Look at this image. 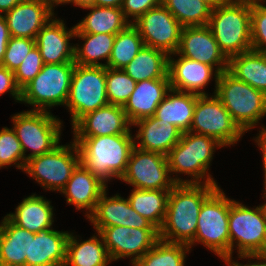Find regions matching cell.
<instances>
[{"label": "cell", "mask_w": 266, "mask_h": 266, "mask_svg": "<svg viewBox=\"0 0 266 266\" xmlns=\"http://www.w3.org/2000/svg\"><path fill=\"white\" fill-rule=\"evenodd\" d=\"M171 89L169 78L143 80L136 83L134 91L123 106L131 124L154 116L158 105Z\"/></svg>", "instance_id": "25"}, {"label": "cell", "mask_w": 266, "mask_h": 266, "mask_svg": "<svg viewBox=\"0 0 266 266\" xmlns=\"http://www.w3.org/2000/svg\"><path fill=\"white\" fill-rule=\"evenodd\" d=\"M123 0H95L93 5L121 8Z\"/></svg>", "instance_id": "49"}, {"label": "cell", "mask_w": 266, "mask_h": 266, "mask_svg": "<svg viewBox=\"0 0 266 266\" xmlns=\"http://www.w3.org/2000/svg\"><path fill=\"white\" fill-rule=\"evenodd\" d=\"M253 140H255V143H257L258 147L260 148L262 152V158H263V168H264V187H266V127H263L261 125V130H259V133L257 137H255Z\"/></svg>", "instance_id": "47"}, {"label": "cell", "mask_w": 266, "mask_h": 266, "mask_svg": "<svg viewBox=\"0 0 266 266\" xmlns=\"http://www.w3.org/2000/svg\"><path fill=\"white\" fill-rule=\"evenodd\" d=\"M80 163L105 183L125 174L134 145V135L73 136Z\"/></svg>", "instance_id": "2"}, {"label": "cell", "mask_w": 266, "mask_h": 266, "mask_svg": "<svg viewBox=\"0 0 266 266\" xmlns=\"http://www.w3.org/2000/svg\"><path fill=\"white\" fill-rule=\"evenodd\" d=\"M136 83L123 69L106 67V91L109 104L124 106L134 91Z\"/></svg>", "instance_id": "38"}, {"label": "cell", "mask_w": 266, "mask_h": 266, "mask_svg": "<svg viewBox=\"0 0 266 266\" xmlns=\"http://www.w3.org/2000/svg\"><path fill=\"white\" fill-rule=\"evenodd\" d=\"M64 20L55 16L38 32L35 45L39 48L44 64L74 62V44L76 27L69 29Z\"/></svg>", "instance_id": "20"}, {"label": "cell", "mask_w": 266, "mask_h": 266, "mask_svg": "<svg viewBox=\"0 0 266 266\" xmlns=\"http://www.w3.org/2000/svg\"><path fill=\"white\" fill-rule=\"evenodd\" d=\"M26 258H30V231L4 216L0 222V263L25 266Z\"/></svg>", "instance_id": "27"}, {"label": "cell", "mask_w": 266, "mask_h": 266, "mask_svg": "<svg viewBox=\"0 0 266 266\" xmlns=\"http://www.w3.org/2000/svg\"><path fill=\"white\" fill-rule=\"evenodd\" d=\"M115 34L75 33V38L82 39V46L74 44V62L82 66H107L111 56ZM100 60H106L105 64Z\"/></svg>", "instance_id": "33"}, {"label": "cell", "mask_w": 266, "mask_h": 266, "mask_svg": "<svg viewBox=\"0 0 266 266\" xmlns=\"http://www.w3.org/2000/svg\"><path fill=\"white\" fill-rule=\"evenodd\" d=\"M21 0H0V14H5L15 7Z\"/></svg>", "instance_id": "48"}, {"label": "cell", "mask_w": 266, "mask_h": 266, "mask_svg": "<svg viewBox=\"0 0 266 266\" xmlns=\"http://www.w3.org/2000/svg\"><path fill=\"white\" fill-rule=\"evenodd\" d=\"M215 95L244 133L255 128L266 116V95L237 80L228 71L219 75Z\"/></svg>", "instance_id": "5"}, {"label": "cell", "mask_w": 266, "mask_h": 266, "mask_svg": "<svg viewBox=\"0 0 266 266\" xmlns=\"http://www.w3.org/2000/svg\"><path fill=\"white\" fill-rule=\"evenodd\" d=\"M238 258H241V259H248V263L246 264H240L238 263V261L236 260L233 261L232 260V256H227V257H224L222 258V260H224V262L227 264V266H266V254H237ZM257 259V260H255ZM250 260V261H249ZM254 262H252V261ZM263 260V261H262Z\"/></svg>", "instance_id": "45"}, {"label": "cell", "mask_w": 266, "mask_h": 266, "mask_svg": "<svg viewBox=\"0 0 266 266\" xmlns=\"http://www.w3.org/2000/svg\"><path fill=\"white\" fill-rule=\"evenodd\" d=\"M182 27L209 24L212 8L201 0H161Z\"/></svg>", "instance_id": "37"}, {"label": "cell", "mask_w": 266, "mask_h": 266, "mask_svg": "<svg viewBox=\"0 0 266 266\" xmlns=\"http://www.w3.org/2000/svg\"><path fill=\"white\" fill-rule=\"evenodd\" d=\"M144 46L137 28L131 23L116 34L114 44L106 67L123 69Z\"/></svg>", "instance_id": "35"}, {"label": "cell", "mask_w": 266, "mask_h": 266, "mask_svg": "<svg viewBox=\"0 0 266 266\" xmlns=\"http://www.w3.org/2000/svg\"><path fill=\"white\" fill-rule=\"evenodd\" d=\"M106 67L75 64L66 107L73 126L82 116L108 105Z\"/></svg>", "instance_id": "9"}, {"label": "cell", "mask_w": 266, "mask_h": 266, "mask_svg": "<svg viewBox=\"0 0 266 266\" xmlns=\"http://www.w3.org/2000/svg\"><path fill=\"white\" fill-rule=\"evenodd\" d=\"M51 201L35 193L24 198L15 213L6 216L16 225L33 233L53 228L54 212Z\"/></svg>", "instance_id": "26"}, {"label": "cell", "mask_w": 266, "mask_h": 266, "mask_svg": "<svg viewBox=\"0 0 266 266\" xmlns=\"http://www.w3.org/2000/svg\"><path fill=\"white\" fill-rule=\"evenodd\" d=\"M131 191L127 198L130 206L159 230L166 216L170 190L133 188Z\"/></svg>", "instance_id": "34"}, {"label": "cell", "mask_w": 266, "mask_h": 266, "mask_svg": "<svg viewBox=\"0 0 266 266\" xmlns=\"http://www.w3.org/2000/svg\"><path fill=\"white\" fill-rule=\"evenodd\" d=\"M70 0H47V2L54 8L57 6V5H62V4H67ZM56 5V6H55Z\"/></svg>", "instance_id": "52"}, {"label": "cell", "mask_w": 266, "mask_h": 266, "mask_svg": "<svg viewBox=\"0 0 266 266\" xmlns=\"http://www.w3.org/2000/svg\"><path fill=\"white\" fill-rule=\"evenodd\" d=\"M190 247L159 239L133 266H185Z\"/></svg>", "instance_id": "36"}, {"label": "cell", "mask_w": 266, "mask_h": 266, "mask_svg": "<svg viewBox=\"0 0 266 266\" xmlns=\"http://www.w3.org/2000/svg\"><path fill=\"white\" fill-rule=\"evenodd\" d=\"M74 67L75 62L44 64L39 74L21 89L20 103L29 104L31 110L48 112L54 106H65Z\"/></svg>", "instance_id": "8"}, {"label": "cell", "mask_w": 266, "mask_h": 266, "mask_svg": "<svg viewBox=\"0 0 266 266\" xmlns=\"http://www.w3.org/2000/svg\"><path fill=\"white\" fill-rule=\"evenodd\" d=\"M10 34L3 14H0V65L3 61Z\"/></svg>", "instance_id": "46"}, {"label": "cell", "mask_w": 266, "mask_h": 266, "mask_svg": "<svg viewBox=\"0 0 266 266\" xmlns=\"http://www.w3.org/2000/svg\"><path fill=\"white\" fill-rule=\"evenodd\" d=\"M132 126L139 127L134 137V140L136 139L134 141L135 147L164 155H167L179 142L183 133L175 125L157 119L155 116L140 119L134 122Z\"/></svg>", "instance_id": "23"}, {"label": "cell", "mask_w": 266, "mask_h": 266, "mask_svg": "<svg viewBox=\"0 0 266 266\" xmlns=\"http://www.w3.org/2000/svg\"><path fill=\"white\" fill-rule=\"evenodd\" d=\"M198 95L170 89L158 105L154 116L189 132Z\"/></svg>", "instance_id": "28"}, {"label": "cell", "mask_w": 266, "mask_h": 266, "mask_svg": "<svg viewBox=\"0 0 266 266\" xmlns=\"http://www.w3.org/2000/svg\"><path fill=\"white\" fill-rule=\"evenodd\" d=\"M69 3H72L73 5L81 8L84 6L93 5L95 3V0H70L68 4Z\"/></svg>", "instance_id": "51"}, {"label": "cell", "mask_w": 266, "mask_h": 266, "mask_svg": "<svg viewBox=\"0 0 266 266\" xmlns=\"http://www.w3.org/2000/svg\"><path fill=\"white\" fill-rule=\"evenodd\" d=\"M217 187L218 184H176L169 193L159 239L189 245L196 234L202 204Z\"/></svg>", "instance_id": "1"}, {"label": "cell", "mask_w": 266, "mask_h": 266, "mask_svg": "<svg viewBox=\"0 0 266 266\" xmlns=\"http://www.w3.org/2000/svg\"><path fill=\"white\" fill-rule=\"evenodd\" d=\"M24 152L13 128L0 130V169L16 165L19 170L25 167Z\"/></svg>", "instance_id": "39"}, {"label": "cell", "mask_w": 266, "mask_h": 266, "mask_svg": "<svg viewBox=\"0 0 266 266\" xmlns=\"http://www.w3.org/2000/svg\"><path fill=\"white\" fill-rule=\"evenodd\" d=\"M208 26L228 59L252 50L251 0H233L212 9Z\"/></svg>", "instance_id": "4"}, {"label": "cell", "mask_w": 266, "mask_h": 266, "mask_svg": "<svg viewBox=\"0 0 266 266\" xmlns=\"http://www.w3.org/2000/svg\"><path fill=\"white\" fill-rule=\"evenodd\" d=\"M228 228L230 256L234 247L237 254H266V220L258 206L249 208L232 199Z\"/></svg>", "instance_id": "11"}, {"label": "cell", "mask_w": 266, "mask_h": 266, "mask_svg": "<svg viewBox=\"0 0 266 266\" xmlns=\"http://www.w3.org/2000/svg\"><path fill=\"white\" fill-rule=\"evenodd\" d=\"M231 204L232 199L226 197L220 185L204 200L194 240L188 245L190 249L199 243L220 259L230 256L228 218Z\"/></svg>", "instance_id": "6"}, {"label": "cell", "mask_w": 266, "mask_h": 266, "mask_svg": "<svg viewBox=\"0 0 266 266\" xmlns=\"http://www.w3.org/2000/svg\"><path fill=\"white\" fill-rule=\"evenodd\" d=\"M169 55L160 49L144 45L123 70L136 82L169 78Z\"/></svg>", "instance_id": "31"}, {"label": "cell", "mask_w": 266, "mask_h": 266, "mask_svg": "<svg viewBox=\"0 0 266 266\" xmlns=\"http://www.w3.org/2000/svg\"><path fill=\"white\" fill-rule=\"evenodd\" d=\"M10 93L20 103L21 89L16 85L14 72L0 65V95Z\"/></svg>", "instance_id": "44"}, {"label": "cell", "mask_w": 266, "mask_h": 266, "mask_svg": "<svg viewBox=\"0 0 266 266\" xmlns=\"http://www.w3.org/2000/svg\"><path fill=\"white\" fill-rule=\"evenodd\" d=\"M34 46V39L10 37L1 66L14 72Z\"/></svg>", "instance_id": "42"}, {"label": "cell", "mask_w": 266, "mask_h": 266, "mask_svg": "<svg viewBox=\"0 0 266 266\" xmlns=\"http://www.w3.org/2000/svg\"><path fill=\"white\" fill-rule=\"evenodd\" d=\"M161 4V0H123L121 10L125 18L130 22H135L148 10ZM132 20H129V18Z\"/></svg>", "instance_id": "43"}, {"label": "cell", "mask_w": 266, "mask_h": 266, "mask_svg": "<svg viewBox=\"0 0 266 266\" xmlns=\"http://www.w3.org/2000/svg\"><path fill=\"white\" fill-rule=\"evenodd\" d=\"M55 15L54 7L41 0H21L4 14L10 37L34 39Z\"/></svg>", "instance_id": "19"}, {"label": "cell", "mask_w": 266, "mask_h": 266, "mask_svg": "<svg viewBox=\"0 0 266 266\" xmlns=\"http://www.w3.org/2000/svg\"><path fill=\"white\" fill-rule=\"evenodd\" d=\"M95 234L84 241H79L73 233L69 234L64 266H107L112 262L101 235Z\"/></svg>", "instance_id": "29"}, {"label": "cell", "mask_w": 266, "mask_h": 266, "mask_svg": "<svg viewBox=\"0 0 266 266\" xmlns=\"http://www.w3.org/2000/svg\"><path fill=\"white\" fill-rule=\"evenodd\" d=\"M190 132L214 138L225 147L233 146L244 135L215 94L198 95Z\"/></svg>", "instance_id": "12"}, {"label": "cell", "mask_w": 266, "mask_h": 266, "mask_svg": "<svg viewBox=\"0 0 266 266\" xmlns=\"http://www.w3.org/2000/svg\"><path fill=\"white\" fill-rule=\"evenodd\" d=\"M107 185L79 163L60 193L65 195L66 203L74 205L77 211L84 209L88 218L95 210L101 195L107 190Z\"/></svg>", "instance_id": "22"}, {"label": "cell", "mask_w": 266, "mask_h": 266, "mask_svg": "<svg viewBox=\"0 0 266 266\" xmlns=\"http://www.w3.org/2000/svg\"><path fill=\"white\" fill-rule=\"evenodd\" d=\"M263 191H264V195L263 196H264V198L266 200V187H264V190ZM258 207H259V209H260V211L262 213V216L266 220V203L264 202L263 205H259Z\"/></svg>", "instance_id": "53"}, {"label": "cell", "mask_w": 266, "mask_h": 266, "mask_svg": "<svg viewBox=\"0 0 266 266\" xmlns=\"http://www.w3.org/2000/svg\"><path fill=\"white\" fill-rule=\"evenodd\" d=\"M176 53L210 65L220 74L228 70L229 59L220 50L208 25L183 27Z\"/></svg>", "instance_id": "16"}, {"label": "cell", "mask_w": 266, "mask_h": 266, "mask_svg": "<svg viewBox=\"0 0 266 266\" xmlns=\"http://www.w3.org/2000/svg\"><path fill=\"white\" fill-rule=\"evenodd\" d=\"M58 145L51 152L26 161L24 172L45 190L61 192L80 163L77 144Z\"/></svg>", "instance_id": "10"}, {"label": "cell", "mask_w": 266, "mask_h": 266, "mask_svg": "<svg viewBox=\"0 0 266 266\" xmlns=\"http://www.w3.org/2000/svg\"><path fill=\"white\" fill-rule=\"evenodd\" d=\"M43 66L44 62L40 50L35 45L14 71L16 85L22 89L39 74Z\"/></svg>", "instance_id": "41"}, {"label": "cell", "mask_w": 266, "mask_h": 266, "mask_svg": "<svg viewBox=\"0 0 266 266\" xmlns=\"http://www.w3.org/2000/svg\"><path fill=\"white\" fill-rule=\"evenodd\" d=\"M227 71L266 95V54L250 50L234 55L229 58Z\"/></svg>", "instance_id": "32"}, {"label": "cell", "mask_w": 266, "mask_h": 266, "mask_svg": "<svg viewBox=\"0 0 266 266\" xmlns=\"http://www.w3.org/2000/svg\"><path fill=\"white\" fill-rule=\"evenodd\" d=\"M264 2L266 0H251V41L252 50L266 54V5Z\"/></svg>", "instance_id": "40"}, {"label": "cell", "mask_w": 266, "mask_h": 266, "mask_svg": "<svg viewBox=\"0 0 266 266\" xmlns=\"http://www.w3.org/2000/svg\"><path fill=\"white\" fill-rule=\"evenodd\" d=\"M174 55L179 57L174 59ZM168 75L171 89L197 95H208L204 91L205 87L214 76L215 89L213 93L215 94L220 73L210 65L173 53L169 55Z\"/></svg>", "instance_id": "18"}, {"label": "cell", "mask_w": 266, "mask_h": 266, "mask_svg": "<svg viewBox=\"0 0 266 266\" xmlns=\"http://www.w3.org/2000/svg\"><path fill=\"white\" fill-rule=\"evenodd\" d=\"M112 261L131 258L132 266L159 240L158 229L125 226L103 227L98 231Z\"/></svg>", "instance_id": "15"}, {"label": "cell", "mask_w": 266, "mask_h": 266, "mask_svg": "<svg viewBox=\"0 0 266 266\" xmlns=\"http://www.w3.org/2000/svg\"><path fill=\"white\" fill-rule=\"evenodd\" d=\"M13 130L21 143L25 162L51 152L60 144L62 122L48 111L27 110L11 117ZM27 149L30 153L26 155Z\"/></svg>", "instance_id": "7"}, {"label": "cell", "mask_w": 266, "mask_h": 266, "mask_svg": "<svg viewBox=\"0 0 266 266\" xmlns=\"http://www.w3.org/2000/svg\"><path fill=\"white\" fill-rule=\"evenodd\" d=\"M223 147L214 138L183 132L179 142L166 155L170 175L176 174L172 176L173 181L176 184H218L208 170L215 150ZM178 173L191 176V179H181Z\"/></svg>", "instance_id": "3"}, {"label": "cell", "mask_w": 266, "mask_h": 266, "mask_svg": "<svg viewBox=\"0 0 266 266\" xmlns=\"http://www.w3.org/2000/svg\"><path fill=\"white\" fill-rule=\"evenodd\" d=\"M69 234L54 228L30 232V258L25 266H64Z\"/></svg>", "instance_id": "24"}, {"label": "cell", "mask_w": 266, "mask_h": 266, "mask_svg": "<svg viewBox=\"0 0 266 266\" xmlns=\"http://www.w3.org/2000/svg\"><path fill=\"white\" fill-rule=\"evenodd\" d=\"M132 24L139 31L144 45L160 49L168 55L176 53L183 27L162 3Z\"/></svg>", "instance_id": "14"}, {"label": "cell", "mask_w": 266, "mask_h": 266, "mask_svg": "<svg viewBox=\"0 0 266 266\" xmlns=\"http://www.w3.org/2000/svg\"><path fill=\"white\" fill-rule=\"evenodd\" d=\"M0 266H12V265H7V264L0 263Z\"/></svg>", "instance_id": "54"}, {"label": "cell", "mask_w": 266, "mask_h": 266, "mask_svg": "<svg viewBox=\"0 0 266 266\" xmlns=\"http://www.w3.org/2000/svg\"><path fill=\"white\" fill-rule=\"evenodd\" d=\"M201 1L208 4L212 9H215L218 6L232 2L233 0H201Z\"/></svg>", "instance_id": "50"}, {"label": "cell", "mask_w": 266, "mask_h": 266, "mask_svg": "<svg viewBox=\"0 0 266 266\" xmlns=\"http://www.w3.org/2000/svg\"><path fill=\"white\" fill-rule=\"evenodd\" d=\"M120 180L141 190H171L176 185L170 176L166 155L137 147L133 148Z\"/></svg>", "instance_id": "13"}, {"label": "cell", "mask_w": 266, "mask_h": 266, "mask_svg": "<svg viewBox=\"0 0 266 266\" xmlns=\"http://www.w3.org/2000/svg\"><path fill=\"white\" fill-rule=\"evenodd\" d=\"M123 106L108 104L82 116L73 126V136H104L131 134Z\"/></svg>", "instance_id": "21"}, {"label": "cell", "mask_w": 266, "mask_h": 266, "mask_svg": "<svg viewBox=\"0 0 266 266\" xmlns=\"http://www.w3.org/2000/svg\"><path fill=\"white\" fill-rule=\"evenodd\" d=\"M88 219L96 232L103 227L120 225L139 229H157L130 206L127 198L119 196V193L107 197V190L99 198L95 210Z\"/></svg>", "instance_id": "17"}, {"label": "cell", "mask_w": 266, "mask_h": 266, "mask_svg": "<svg viewBox=\"0 0 266 266\" xmlns=\"http://www.w3.org/2000/svg\"><path fill=\"white\" fill-rule=\"evenodd\" d=\"M90 12L75 25V33L117 34L131 24L121 8L88 5L81 7Z\"/></svg>", "instance_id": "30"}]
</instances>
